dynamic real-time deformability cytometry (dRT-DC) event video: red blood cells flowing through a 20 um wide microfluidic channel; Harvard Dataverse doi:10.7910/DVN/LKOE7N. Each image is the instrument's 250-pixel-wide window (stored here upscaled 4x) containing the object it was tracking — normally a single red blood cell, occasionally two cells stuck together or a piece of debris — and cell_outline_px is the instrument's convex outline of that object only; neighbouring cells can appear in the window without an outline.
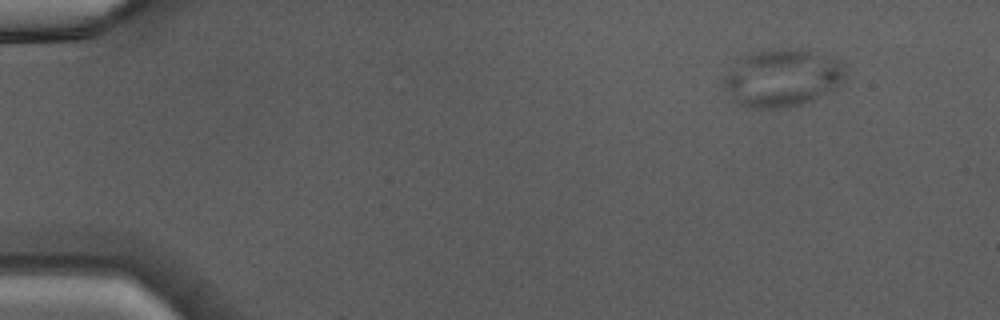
{"species": "Egyptian fruit bat (a non-hibernating species)", "species_latin": "Rousettus aegyptiacus", "temperature_condition": "warm", "stored_images_in_passage": 3, "camera_frame_rate_fps": 3000, "um_per_image_px": 0.085, "animal": {"sex": "male"}, "frame": {"image": 1, "passage_image": 1, "time_ms": 0.0, "image_size_px": [1000, 320], "cell_outline_px": [[848, 76], [832, 88], [808, 100], [796, 104], [772, 108], [752, 108], [740, 104], [732, 100], [724, 88], [720, 80], [748, 52], [768, 48], [808, 48], [836, 56], [844, 64]], "centroid_in_image_um": [66.5, 6.54], "position_along_channel_um": 18.5, "area_um2": 41.1}}